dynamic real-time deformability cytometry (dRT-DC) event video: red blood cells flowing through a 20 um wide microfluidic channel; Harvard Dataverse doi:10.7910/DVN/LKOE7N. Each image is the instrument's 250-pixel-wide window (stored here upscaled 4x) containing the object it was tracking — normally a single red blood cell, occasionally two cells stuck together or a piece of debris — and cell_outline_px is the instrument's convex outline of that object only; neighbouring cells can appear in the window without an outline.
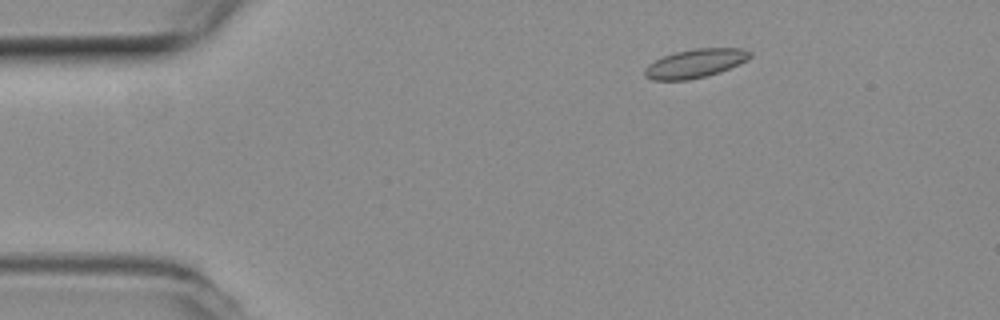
{"species": "common noctule bat (a hibernating species)", "species_latin": "Nyctalus noctula", "temperature_condition": "room temperature", "stored_images_in_passage": 3, "camera_frame_rate_fps": 3000, "um_per_image_px": 0.085, "animal": {"sex": "female", "body_mass_g": 19.3, "forearm_length_mm": 54.1}, "frame": {"image": 1, "passage_image": 2, "time_ms": 0.333, "image_size_px": [1000, 320], "cell_outline_px": [[752, 56], [748, 60], [720, 72], [688, 80], [652, 80], [644, 76], [644, 68], [648, 64], [664, 56], [676, 52], [696, 48], [740, 48], [752, 52]], "centroid_in_image_um": [59.1, 5.39], "position_along_channel_um": 25.9, "area_um2": 17.57}}